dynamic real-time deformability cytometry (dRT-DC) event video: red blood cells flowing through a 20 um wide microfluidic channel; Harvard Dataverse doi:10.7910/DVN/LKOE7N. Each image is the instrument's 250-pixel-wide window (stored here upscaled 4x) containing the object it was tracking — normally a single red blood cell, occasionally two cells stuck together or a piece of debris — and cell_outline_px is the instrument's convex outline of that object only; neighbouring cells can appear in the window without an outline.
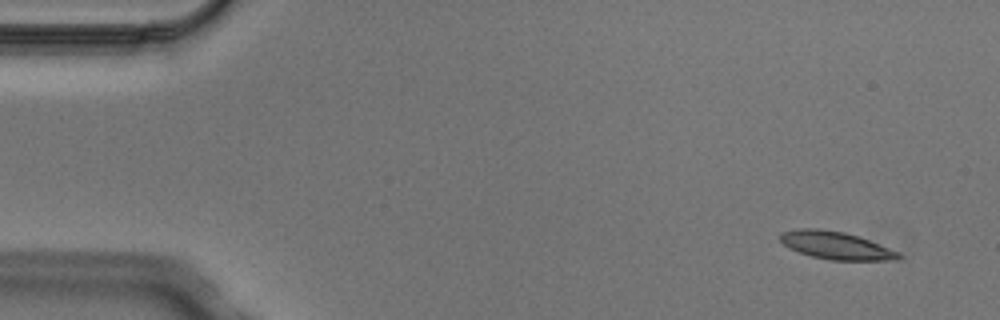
{"species": "Egyptian fruit bat (a non-hibernating species)", "species_latin": "Rousettus aegyptiacus", "temperature_condition": "cold", "stored_images_in_passage": 3, "camera_frame_rate_fps": 3000, "um_per_image_px": 0.085, "animal": {"sex": "male"}, "frame": {"image": 1, "passage_image": 1, "time_ms": 0.0, "image_size_px": [1000, 320], "cell_outline_px": [[904, 256], [900, 260], [828, 260], [812, 256], [788, 248], [780, 240], [780, 232], [796, 228], [820, 228], [844, 232], [868, 240], [900, 252]], "centroid_in_image_um": [71.05, 20.86], "position_along_channel_um": 13.9, "area_um2": 19.19}}